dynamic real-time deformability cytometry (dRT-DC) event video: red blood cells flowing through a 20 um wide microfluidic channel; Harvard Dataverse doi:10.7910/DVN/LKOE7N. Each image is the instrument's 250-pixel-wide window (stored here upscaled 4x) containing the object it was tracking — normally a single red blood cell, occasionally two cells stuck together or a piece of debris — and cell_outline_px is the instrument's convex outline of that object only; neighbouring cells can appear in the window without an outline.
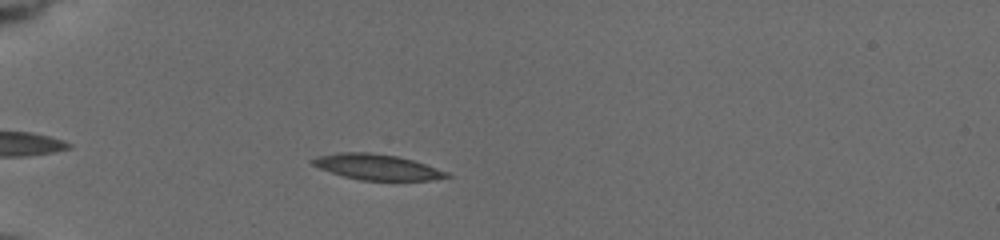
{"species": "common noctule bat (a hibernating species)", "species_latin": "Nyctalus noctula", "temperature_condition": "cold", "stored_images_in_passage": 45, "camera_frame_rate_fps": 3000, "um_per_image_px": 0.085, "animal": {"sex": "female", "body_mass_g": 19.5, "forearm_length_mm": 54.1}, "frame": {"image": 1, "passage_image": 7, "time_ms": 2.0, "image_size_px": [1000, 240], "cell_outline_px": [[452, 176], [432, 180], [360, 180], [344, 176], [320, 168], [312, 164], [308, 160], [320, 156], [340, 152], [368, 152], [396, 156], [412, 160], [448, 172]], "centroid_in_image_um": [32.04, 14.19], "position_along_channel_um": 53.0, "area_um2": 19.71}}
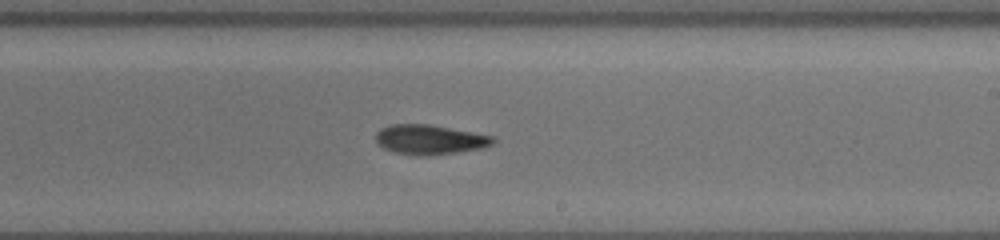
{"frame": {"image": 2, "passage_image": 25, "time_ms": 8.0, "image_size_px": [1000, 240], "cell_outline_px": [[496, 140], [492, 144], [480, 148], [460, 152], [428, 156], [416, 156], [396, 152], [384, 148], [376, 140], [376, 132], [380, 128], [392, 124], [428, 124], [472, 132], [492, 136]], "centroid_in_image_um": [36.51, 11.87], "position_along_channel_um": 252.5, "area_um2": 20.17}}
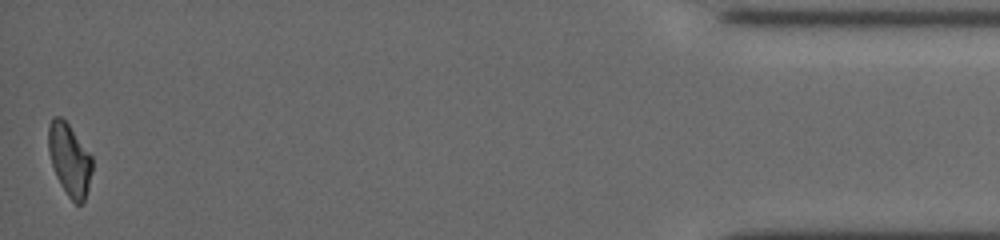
{"frame": {"image": 3, "passage_image": 45, "time_ms": 14.667, "image_size_px": [1000, 240], "cell_outline_px": [[92, 172], [88, 188], [84, 200], [80, 204], [76, 204], [68, 196], [60, 184], [56, 176], [48, 152], [48, 124], [52, 116], [60, 116], [68, 124], [92, 156]], "centroid_in_image_um": [5.89, 13.55], "position_along_channel_um": 429.3, "area_um2": 18.38}, "authors_computed_cell_mechanics": {"area_um2": 19.8832, "velocity_mm_per_s": 3.7646, "shape_relaxation_time_tau1_ms": 5.5836, "shape_relaxation_time_tau2_ms": 6.9618, "deformation_change_tau1": 0.1404, "deformation_change_tau2": 0.1369}}